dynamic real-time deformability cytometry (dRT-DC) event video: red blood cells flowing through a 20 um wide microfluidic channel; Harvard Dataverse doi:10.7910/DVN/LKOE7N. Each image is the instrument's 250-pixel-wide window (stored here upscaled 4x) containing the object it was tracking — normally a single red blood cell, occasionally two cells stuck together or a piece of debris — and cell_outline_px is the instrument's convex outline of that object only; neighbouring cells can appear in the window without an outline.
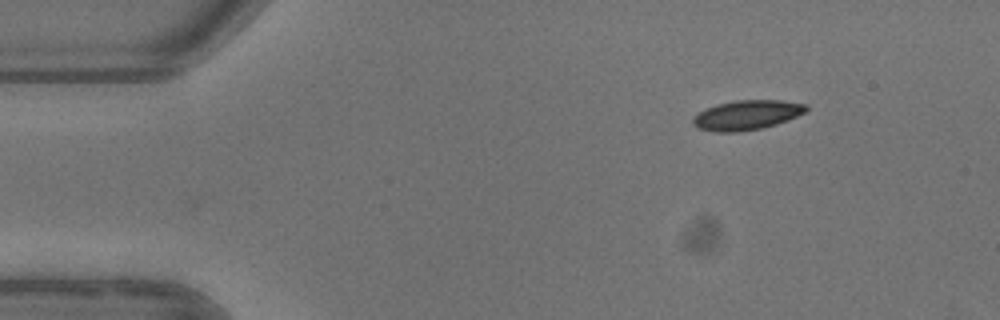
{"species": "common noctule bat (a hibernating species)", "species_latin": "Nyctalus noctula", "temperature_condition": "warm", "stored_images_in_passage": 4, "segment_of_instrument_passage": [1, 2], "camera_frame_rate_fps": 3000, "um_per_image_px": 0.085, "animal": {"sex": "female"}, "frame": {"image": 1, "passage_image": 1, "time_ms": 0.0, "image_size_px": [1000, 320], "cell_outline_px": [[808, 112], [788, 120], [776, 124], [760, 128], [740, 132], [712, 132], [696, 128], [692, 124], [692, 120], [700, 112], [716, 104], [736, 100], [780, 100], [808, 104]], "centroid_in_image_um": [63.51, 9.78], "position_along_channel_um": 21.5, "area_um2": 19.71}}